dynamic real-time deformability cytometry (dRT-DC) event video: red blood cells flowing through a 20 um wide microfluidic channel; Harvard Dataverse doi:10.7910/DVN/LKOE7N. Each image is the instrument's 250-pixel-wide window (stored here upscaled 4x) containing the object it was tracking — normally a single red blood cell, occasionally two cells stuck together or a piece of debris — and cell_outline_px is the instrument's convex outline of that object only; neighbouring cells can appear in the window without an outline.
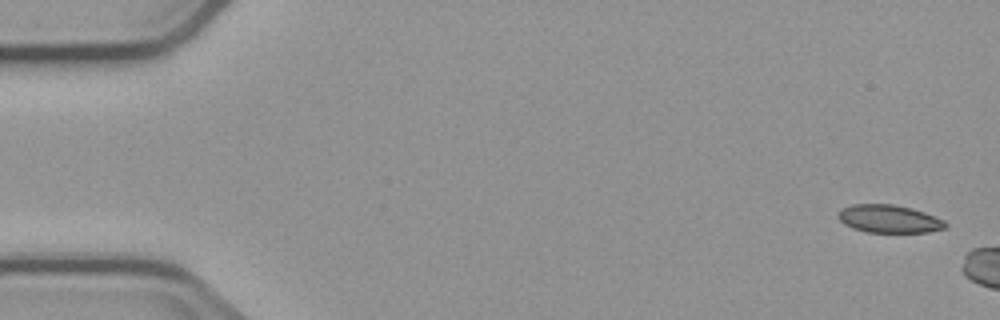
{"species": "common noctule bat (a hibernating species)", "species_latin": "Nyctalus noctula", "temperature_condition": "cold", "stored_images_in_passage": 3, "camera_frame_rate_fps": 3000, "um_per_image_px": 0.085, "animal": {"sex": "male", "body_mass_g": 23.1, "forearm_length_mm": 52.7}, "frame": {"image": 1, "passage_image": 1, "time_ms": 0.0, "image_size_px": [1000, 320], "cell_outline_px": [[948, 224], [944, 228], [928, 232], [868, 232], [852, 228], [844, 224], [836, 216], [836, 212], [840, 208], [852, 204], [892, 204], [912, 208], [924, 212], [944, 220]], "centroid_in_image_um": [75.51, 18.59], "position_along_channel_um": 9.5, "area_um2": 17.57}}